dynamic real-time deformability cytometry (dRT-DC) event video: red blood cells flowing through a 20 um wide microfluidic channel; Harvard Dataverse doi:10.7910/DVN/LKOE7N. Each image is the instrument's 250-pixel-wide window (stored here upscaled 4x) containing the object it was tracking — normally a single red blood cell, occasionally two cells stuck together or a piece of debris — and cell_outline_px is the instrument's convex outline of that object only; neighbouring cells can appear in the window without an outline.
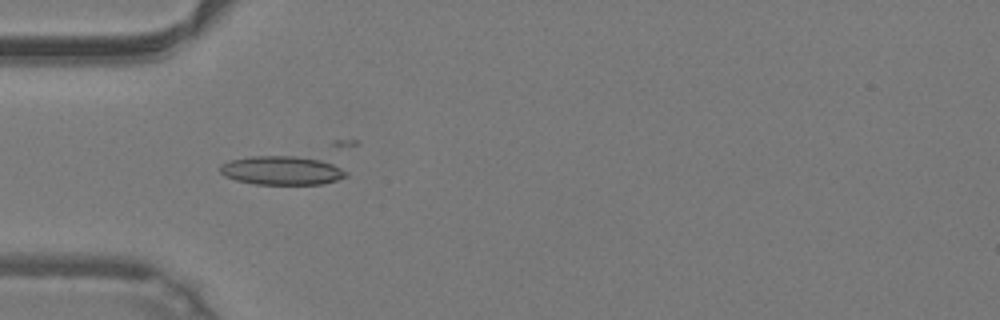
{"species": "common noctule bat (a hibernating species)", "species_latin": "Nyctalus noctula", "temperature_condition": "warm", "stored_images_in_passage": 19, "camera_frame_rate_fps": 3000, "um_per_image_px": 0.085, "animal": {"sex": "male", "body_mass_g": 19.2, "forearm_length_mm": 51.8}, "frame": {"image": 1, "passage_image": 1, "time_ms": 0.0, "image_size_px": [1000, 320], "cell_outline_px": [[348, 176], [336, 180], [320, 184], [256, 184], [236, 180], [224, 176], [220, 172], [220, 164], [232, 160], [248, 156], [296, 156], [320, 160], [332, 164], [348, 172]], "centroid_in_image_um": [23.93, 14.49], "position_along_channel_um": 61.1, "area_um2": 21.04}}
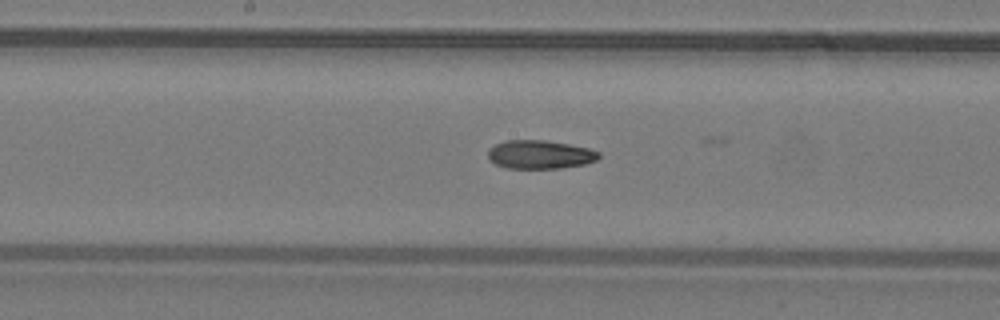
{"frame": {"image": 2, "passage_image": 11, "time_ms": 3.333, "image_size_px": [1000, 320], "cell_outline_px": [[600, 156], [596, 160], [584, 164], [560, 168], [504, 168], [496, 164], [488, 156], [488, 148], [504, 140], [544, 140], [568, 144], [588, 148], [600, 152]], "centroid_in_image_um": [45.88, 13.13], "position_along_channel_um": 202.3, "area_um2": 18.38}}
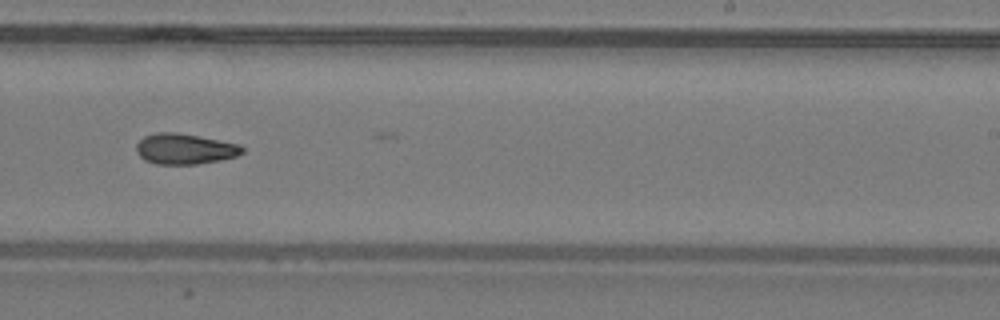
{"frame": {"image": 3, "passage_image": 16, "time_ms": 5.0, "image_size_px": [1000, 320], "cell_outline_px": [[244, 152], [236, 156], [220, 160], [196, 164], [156, 164], [144, 160], [136, 152], [136, 144], [144, 136], [156, 132], [176, 132], [240, 144], [244, 148]], "centroid_in_image_um": [15.69, 12.65], "position_along_channel_um": 273.3, "area_um2": 18.9}}